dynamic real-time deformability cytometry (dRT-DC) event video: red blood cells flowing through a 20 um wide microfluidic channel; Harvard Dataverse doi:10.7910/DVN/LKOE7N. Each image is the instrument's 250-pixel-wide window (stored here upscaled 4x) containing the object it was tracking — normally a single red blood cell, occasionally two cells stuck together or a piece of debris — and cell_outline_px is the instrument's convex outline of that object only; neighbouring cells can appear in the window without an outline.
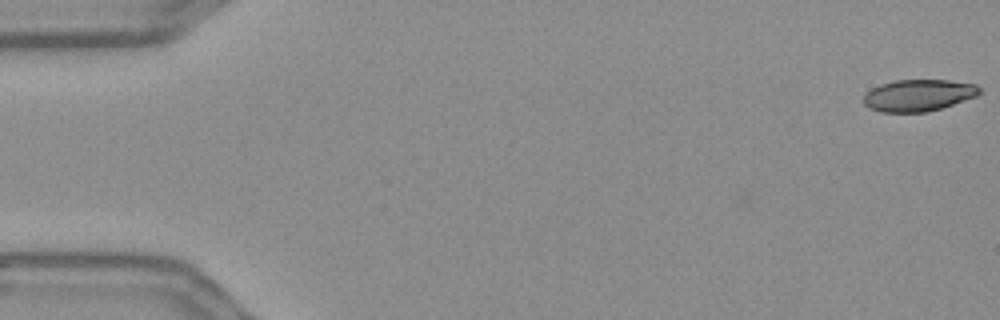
{"species": "Egyptian fruit bat (a non-hibernating species)", "species_latin": "Rousettus aegyptiacus", "temperature_condition": "warm", "stored_images_in_passage": 56, "camera_frame_rate_fps": 3000, "um_per_image_px": 0.085, "frame": {"image": 1, "passage_image": 1, "time_ms": 0.0, "image_size_px": [1000, 320], "cell_outline_px": [[980, 92], [976, 96], [940, 108], [924, 112], [880, 112], [868, 108], [864, 104], [864, 96], [872, 88], [880, 84], [896, 80], [948, 80], [976, 84], [980, 88]], "centroid_in_image_um": [78.04, 8.1], "position_along_channel_um": 7.0, "area_um2": 21.27}}
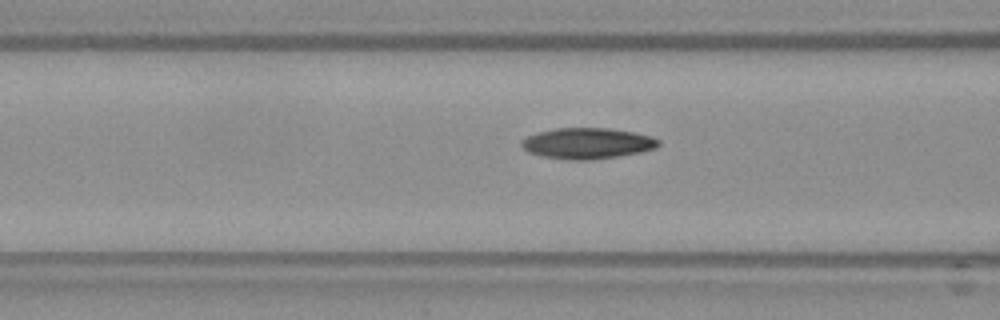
{"frame": {"image": 2, "passage_image": 22, "time_ms": 7.0, "image_size_px": [1000, 320], "cell_outline_px": [[660, 144], [656, 148], [640, 152], [592, 160], [568, 160], [540, 156], [528, 152], [520, 144], [520, 140], [536, 132], [556, 128], [612, 128], [652, 136], [660, 140]], "centroid_in_image_um": [49.9, 12.18], "position_along_channel_um": 116.7, "area_um2": 24.85}}
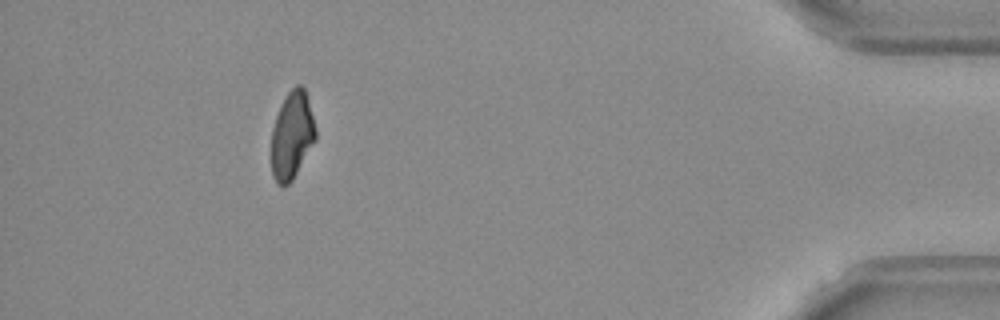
{"frame": {"image": 3, "passage_image": 51, "time_ms": 16.667, "image_size_px": [1000, 320], "cell_outline_px": [[316, 140], [292, 180], [284, 188], [272, 176], [272, 128], [276, 116], [288, 92], [296, 84], [300, 84], [304, 88], [308, 100], [316, 128]], "centroid_in_image_um": [24.83, 11.51], "position_along_channel_um": 410.4, "area_um2": 22.31}, "authors_computed_cell_mechanics": {"area_um2": 23.5824, "velocity_mm_per_s": 3.6541, "shape_relaxation_time_tau1_ms": 10.7167, "shape_relaxation_time_tau2_ms": 6.8448, "deformation_change_tau1": 0.24, "deformation_change_tau2": 0.1385}}